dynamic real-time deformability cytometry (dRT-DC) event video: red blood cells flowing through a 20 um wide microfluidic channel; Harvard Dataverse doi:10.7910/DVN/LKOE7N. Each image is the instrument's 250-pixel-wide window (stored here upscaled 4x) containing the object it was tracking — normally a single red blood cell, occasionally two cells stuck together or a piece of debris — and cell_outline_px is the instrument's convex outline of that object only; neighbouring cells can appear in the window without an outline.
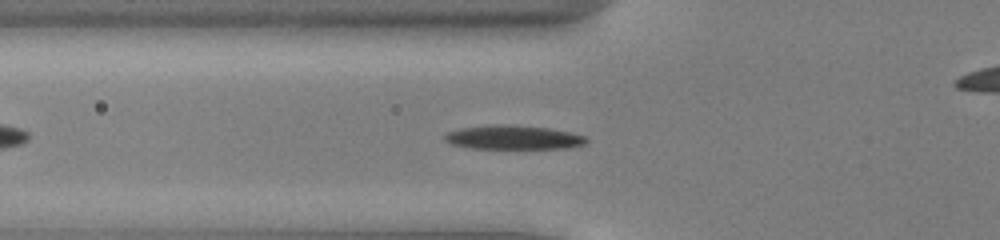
{"species": "common noctule bat (a hibernating species)", "species_latin": "Nyctalus noctula", "temperature_condition": "cold", "stored_images_in_passage": 44, "camera_frame_rate_fps": 3000, "um_per_image_px": 0.085, "animal": {"sex": "male", "body_mass_g": 13.0, "forearm_length_mm": 53.1}, "frame": {"image": 1, "passage_image": 9, "time_ms": 2.667, "image_size_px": [1000, 240], "cell_outline_px": [[588, 140], [584, 144], [568, 148], [472, 148], [452, 144], [444, 140], [444, 136], [448, 132], [460, 128], [492, 124], [504, 124], [548, 128], [568, 132], [584, 136]], "centroid_in_image_um": [43.6, 11.67], "position_along_channel_um": 82.2, "area_um2": 19.59}}
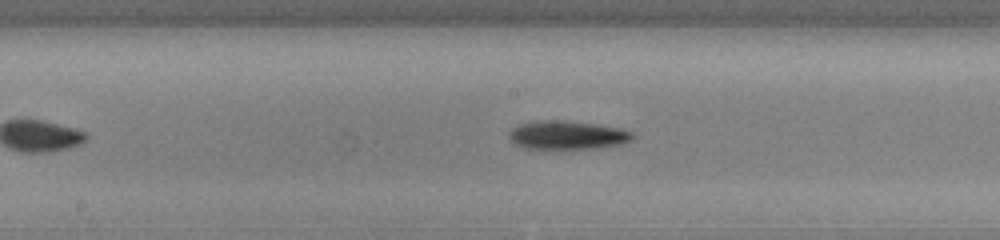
{"frame": {"image": 2, "passage_image": 18, "time_ms": 5.667, "image_size_px": [1000, 240], "cell_outline_px": [[636, 136], [632, 140], [620, 144], [596, 148], [524, 148], [508, 140], [508, 132], [512, 128], [520, 124], [540, 120], [560, 120], [592, 124], [620, 128], [632, 132]], "centroid_in_image_um": [48.19, 11.48], "position_along_channel_um": 200.0, "area_um2": 20.4}}
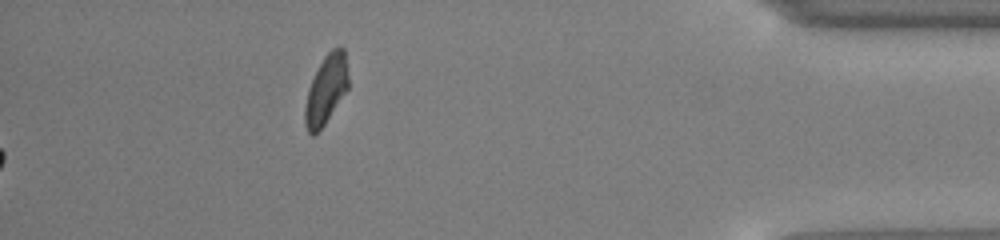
{"frame": {"image": 3, "passage_image": 44, "time_ms": 14.333, "image_size_px": [1000, 240], "cell_outline_px": [[348, 88], [324, 124], [312, 136], [308, 132], [304, 124], [304, 108], [308, 88], [324, 56], [332, 48], [344, 48], [348, 76]], "centroid_in_image_um": [27.7, 7.62], "position_along_channel_um": 407.5, "area_um2": 17.11}, "authors_computed_cell_mechanics": {"area_um2": 19.1607, "velocity_mm_per_s": 3.9148, "shape_relaxation_time_tau1_ms": 5.0756, "shape_relaxation_time_tau2_ms": null, "deformation_change_tau1": 0.1546, "deformation_change_tau2": null}}